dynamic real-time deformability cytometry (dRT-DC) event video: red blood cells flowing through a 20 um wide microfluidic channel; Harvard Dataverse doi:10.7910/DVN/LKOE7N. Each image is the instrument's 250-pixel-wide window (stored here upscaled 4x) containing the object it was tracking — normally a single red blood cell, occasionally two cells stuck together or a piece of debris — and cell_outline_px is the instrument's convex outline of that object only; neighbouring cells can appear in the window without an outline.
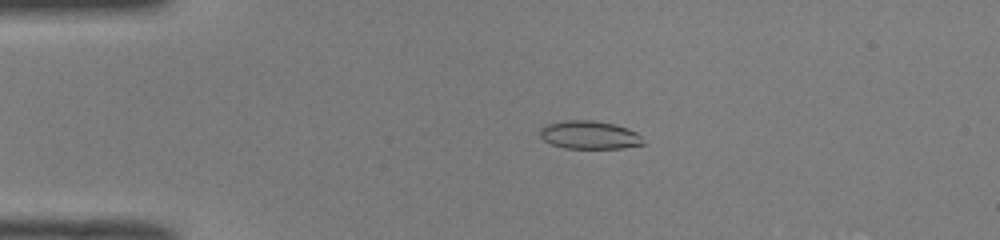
{"species": "common noctule bat (a hibernating species)", "species_latin": "Nyctalus noctula", "temperature_condition": "room temperature", "stored_images_in_passage": 49, "camera_frame_rate_fps": 3000, "um_per_image_px": 0.085, "animal": {"sex": "male", "body_mass_g": 19.0, "forearm_length_mm": 50.8}, "frame": {"image": 1, "passage_image": 9, "time_ms": 2.667, "image_size_px": [1000, 240], "cell_outline_px": [[644, 144], [624, 148], [564, 148], [552, 144], [544, 140], [540, 136], [540, 128], [544, 124], [568, 120], [592, 120], [616, 124], [628, 128], [636, 132], [640, 136]], "centroid_in_image_um": [50.09, 11.46], "position_along_channel_um": 34.9, "area_um2": 16.99}}
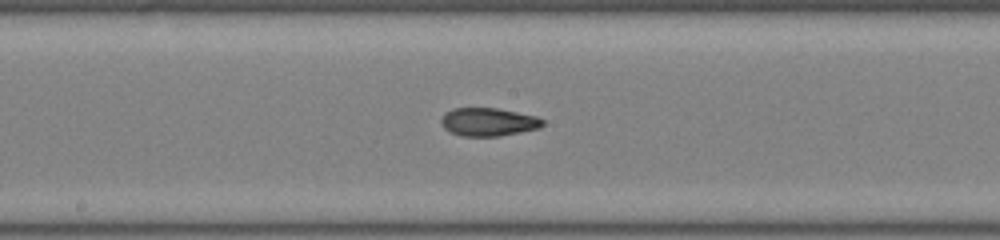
{"frame": {"image": 2, "passage_image": 25, "time_ms": 8.0, "image_size_px": [1000, 240], "cell_outline_px": [[544, 124], [536, 128], [500, 136], [464, 136], [452, 132], [444, 128], [440, 120], [444, 112], [456, 108], [496, 108], [536, 116], [544, 120]], "centroid_in_image_um": [41.48, 10.35], "position_along_channel_um": 206.7, "area_um2": 16.42}}
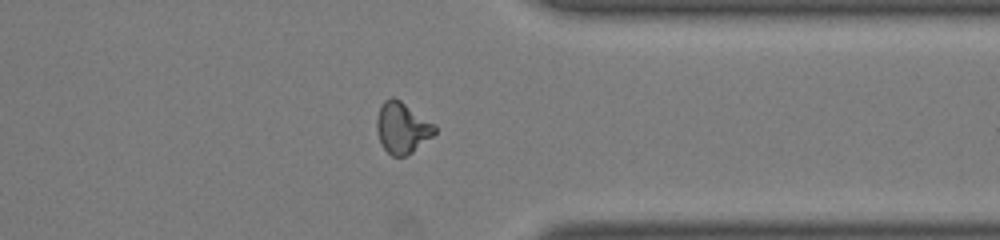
{"frame": {"image": 3, "passage_image": 38, "time_ms": 12.333, "image_size_px": [1000, 240], "cell_outline_px": [[436, 132], [432, 136], [412, 152], [404, 156], [392, 156], [380, 144], [376, 128], [376, 120], [380, 108], [384, 100], [392, 96], [400, 100], [436, 124]], "centroid_in_image_um": [34.18, 10.85], "position_along_channel_um": 377.2, "area_um2": 17.28}, "authors_computed_cell_mechanics": {"area_um2": 16.9354, "velocity_mm_per_s": 4.0213, "shape_relaxation_time_tau1_ms": 7.9306, "shape_relaxation_time_tau2_ms": 2.3163, "deformation_change_tau1": 0.2263, "deformation_change_tau2": 0.0868}}